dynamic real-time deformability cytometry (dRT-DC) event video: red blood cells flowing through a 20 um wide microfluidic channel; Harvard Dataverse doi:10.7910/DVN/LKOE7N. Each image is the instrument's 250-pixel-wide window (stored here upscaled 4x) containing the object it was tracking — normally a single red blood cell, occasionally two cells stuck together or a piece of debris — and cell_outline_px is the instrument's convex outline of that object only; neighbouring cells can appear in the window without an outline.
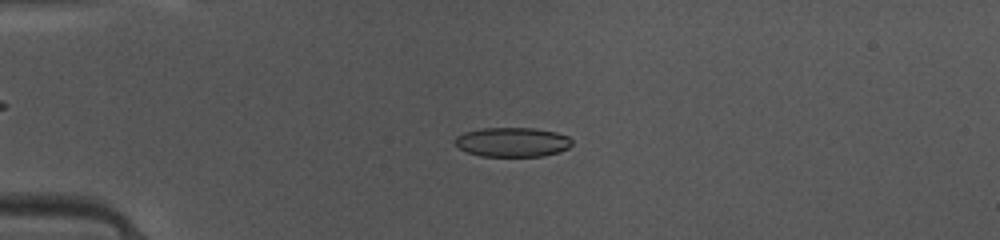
{"species": "common noctule bat (a hibernating species)", "species_latin": "Nyctalus noctula", "temperature_condition": "warm", "stored_images_in_passage": 38, "camera_frame_rate_fps": 3000, "um_per_image_px": 0.085, "animal": {"sex": "female", "body_mass_g": 10.0, "forearm_length_mm": 53.1}, "frame": {"image": 1, "passage_image": 2, "time_ms": 0.333, "image_size_px": [1000, 240], "cell_outline_px": [[572, 144], [568, 148], [556, 152], [540, 156], [480, 156], [468, 152], [460, 148], [456, 144], [456, 136], [464, 132], [484, 128], [532, 128], [556, 132], [568, 136], [572, 140]], "centroid_in_image_um": [43.56, 12.07], "position_along_channel_um": 41.4, "area_um2": 19.83}}
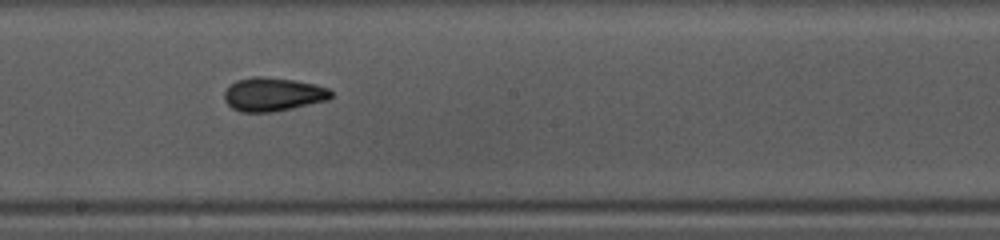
{"frame": {"image": 2, "passage_image": 17, "time_ms": 5.333, "image_size_px": [1000, 240], "cell_outline_px": [[332, 96], [328, 100], [292, 108], [272, 112], [240, 112], [232, 108], [224, 100], [224, 92], [236, 80], [252, 76], [264, 76], [292, 80], [316, 84], [328, 88], [332, 92]], "centroid_in_image_um": [23.2, 8.02], "position_along_channel_um": 225.0, "area_um2": 20.92}}
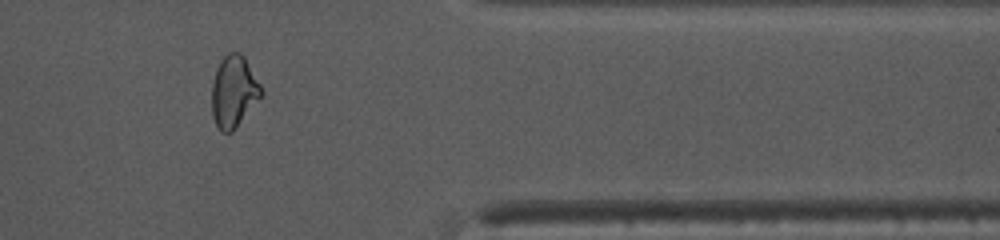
{"frame": {"image": 3, "passage_image": 30, "time_ms": 9.667, "image_size_px": [1000, 240], "cell_outline_px": [[264, 92], [232, 132], [220, 132], [216, 124], [212, 112], [212, 84], [216, 68], [220, 60], [228, 52], [240, 52], [244, 56], [260, 84]], "centroid_in_image_um": [19.86, 7.76], "position_along_channel_um": 391.5, "area_um2": 20.46}, "authors_computed_cell_mechanics": {"area_um2": 20.3167, "velocity_mm_per_s": 4.1719, "shape_relaxation_time_tau1_ms": 5.9363, "shape_relaxation_time_tau2_ms": 1.9079, "deformation_change_tau1": 0.181, "deformation_change_tau2": 0.0811}}